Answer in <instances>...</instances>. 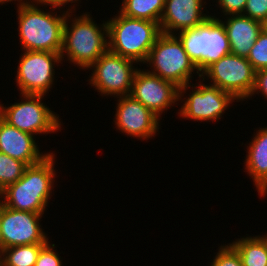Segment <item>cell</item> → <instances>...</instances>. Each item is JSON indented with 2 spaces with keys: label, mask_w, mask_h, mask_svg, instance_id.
I'll return each instance as SVG.
<instances>
[{
  "label": "cell",
  "mask_w": 267,
  "mask_h": 266,
  "mask_svg": "<svg viewBox=\"0 0 267 266\" xmlns=\"http://www.w3.org/2000/svg\"><path fill=\"white\" fill-rule=\"evenodd\" d=\"M46 3L43 0L18 6V34L21 50L49 51L61 53L63 47V27L67 12H74L76 7L68 5V9L61 15L53 12L56 8L51 6V11L39 8ZM39 6V7H38ZM70 7V8H69ZM74 9V11H73ZM53 10V11H52Z\"/></svg>",
  "instance_id": "obj_1"
},
{
  "label": "cell",
  "mask_w": 267,
  "mask_h": 266,
  "mask_svg": "<svg viewBox=\"0 0 267 266\" xmlns=\"http://www.w3.org/2000/svg\"><path fill=\"white\" fill-rule=\"evenodd\" d=\"M53 153L50 152L40 162L27 166L16 183L8 185L0 192V202L14 210L44 214L57 177L56 155Z\"/></svg>",
  "instance_id": "obj_2"
},
{
  "label": "cell",
  "mask_w": 267,
  "mask_h": 266,
  "mask_svg": "<svg viewBox=\"0 0 267 266\" xmlns=\"http://www.w3.org/2000/svg\"><path fill=\"white\" fill-rule=\"evenodd\" d=\"M89 13L74 15L73 18L72 12H67L63 27V47L60 53L62 61L67 57L69 63L84 71L108 50L107 21L103 20L102 24H97Z\"/></svg>",
  "instance_id": "obj_3"
},
{
  "label": "cell",
  "mask_w": 267,
  "mask_h": 266,
  "mask_svg": "<svg viewBox=\"0 0 267 266\" xmlns=\"http://www.w3.org/2000/svg\"><path fill=\"white\" fill-rule=\"evenodd\" d=\"M108 50L139 63H145L150 49L162 33L160 24L131 18L119 11L107 20Z\"/></svg>",
  "instance_id": "obj_4"
},
{
  "label": "cell",
  "mask_w": 267,
  "mask_h": 266,
  "mask_svg": "<svg viewBox=\"0 0 267 266\" xmlns=\"http://www.w3.org/2000/svg\"><path fill=\"white\" fill-rule=\"evenodd\" d=\"M175 35L200 74L212 63L231 54L229 39L219 17L211 15L196 27Z\"/></svg>",
  "instance_id": "obj_5"
},
{
  "label": "cell",
  "mask_w": 267,
  "mask_h": 266,
  "mask_svg": "<svg viewBox=\"0 0 267 266\" xmlns=\"http://www.w3.org/2000/svg\"><path fill=\"white\" fill-rule=\"evenodd\" d=\"M144 64L150 66L151 71L146 69L149 73L171 81L179 88L191 83L195 71L198 78H201L197 67L175 34L161 33Z\"/></svg>",
  "instance_id": "obj_6"
},
{
  "label": "cell",
  "mask_w": 267,
  "mask_h": 266,
  "mask_svg": "<svg viewBox=\"0 0 267 266\" xmlns=\"http://www.w3.org/2000/svg\"><path fill=\"white\" fill-rule=\"evenodd\" d=\"M21 102L8 107L0 102V117L9 125L33 136L56 133L61 129L59 114L42 102L45 95L20 94Z\"/></svg>",
  "instance_id": "obj_7"
},
{
  "label": "cell",
  "mask_w": 267,
  "mask_h": 266,
  "mask_svg": "<svg viewBox=\"0 0 267 266\" xmlns=\"http://www.w3.org/2000/svg\"><path fill=\"white\" fill-rule=\"evenodd\" d=\"M198 84H187L179 88V99L181 108L178 110L179 118L193 121L216 122L220 120L225 110L228 109L233 102H239L232 94L219 89L211 84H203L200 78ZM202 80V82H201ZM200 83V84H199ZM192 84V85H191ZM191 89L192 93L184 97L187 89Z\"/></svg>",
  "instance_id": "obj_8"
},
{
  "label": "cell",
  "mask_w": 267,
  "mask_h": 266,
  "mask_svg": "<svg viewBox=\"0 0 267 266\" xmlns=\"http://www.w3.org/2000/svg\"><path fill=\"white\" fill-rule=\"evenodd\" d=\"M207 77V79H206ZM201 79L232 94L239 102L247 100L255 85V70L245 57L228 54L208 66Z\"/></svg>",
  "instance_id": "obj_9"
},
{
  "label": "cell",
  "mask_w": 267,
  "mask_h": 266,
  "mask_svg": "<svg viewBox=\"0 0 267 266\" xmlns=\"http://www.w3.org/2000/svg\"><path fill=\"white\" fill-rule=\"evenodd\" d=\"M135 61L107 50L88 70H92L89 85L103 97L130 95L133 79L139 69ZM136 67V68H135Z\"/></svg>",
  "instance_id": "obj_10"
},
{
  "label": "cell",
  "mask_w": 267,
  "mask_h": 266,
  "mask_svg": "<svg viewBox=\"0 0 267 266\" xmlns=\"http://www.w3.org/2000/svg\"><path fill=\"white\" fill-rule=\"evenodd\" d=\"M19 58L15 81L19 94L46 95L54 85L55 65L62 63L60 53L24 50Z\"/></svg>",
  "instance_id": "obj_11"
},
{
  "label": "cell",
  "mask_w": 267,
  "mask_h": 266,
  "mask_svg": "<svg viewBox=\"0 0 267 266\" xmlns=\"http://www.w3.org/2000/svg\"><path fill=\"white\" fill-rule=\"evenodd\" d=\"M43 214L18 211L0 202V250L31 244H46L48 234L41 224Z\"/></svg>",
  "instance_id": "obj_12"
},
{
  "label": "cell",
  "mask_w": 267,
  "mask_h": 266,
  "mask_svg": "<svg viewBox=\"0 0 267 266\" xmlns=\"http://www.w3.org/2000/svg\"><path fill=\"white\" fill-rule=\"evenodd\" d=\"M130 95L161 119L163 112L178 104L179 87L139 68L135 73Z\"/></svg>",
  "instance_id": "obj_13"
},
{
  "label": "cell",
  "mask_w": 267,
  "mask_h": 266,
  "mask_svg": "<svg viewBox=\"0 0 267 266\" xmlns=\"http://www.w3.org/2000/svg\"><path fill=\"white\" fill-rule=\"evenodd\" d=\"M116 129L133 138L149 140L159 133L160 118L131 95L117 97Z\"/></svg>",
  "instance_id": "obj_14"
},
{
  "label": "cell",
  "mask_w": 267,
  "mask_h": 266,
  "mask_svg": "<svg viewBox=\"0 0 267 266\" xmlns=\"http://www.w3.org/2000/svg\"><path fill=\"white\" fill-rule=\"evenodd\" d=\"M206 2L204 0H165L164 12L159 22L161 32L176 34L178 31L194 28L203 23L211 16L203 13L205 5L208 4Z\"/></svg>",
  "instance_id": "obj_15"
},
{
  "label": "cell",
  "mask_w": 267,
  "mask_h": 266,
  "mask_svg": "<svg viewBox=\"0 0 267 266\" xmlns=\"http://www.w3.org/2000/svg\"><path fill=\"white\" fill-rule=\"evenodd\" d=\"M36 137L9 125L0 117V152L24 162L27 166L43 160L49 153H42Z\"/></svg>",
  "instance_id": "obj_16"
},
{
  "label": "cell",
  "mask_w": 267,
  "mask_h": 266,
  "mask_svg": "<svg viewBox=\"0 0 267 266\" xmlns=\"http://www.w3.org/2000/svg\"><path fill=\"white\" fill-rule=\"evenodd\" d=\"M223 18L220 20L229 39L231 54L247 58L265 25L243 14L228 15L225 21Z\"/></svg>",
  "instance_id": "obj_17"
},
{
  "label": "cell",
  "mask_w": 267,
  "mask_h": 266,
  "mask_svg": "<svg viewBox=\"0 0 267 266\" xmlns=\"http://www.w3.org/2000/svg\"><path fill=\"white\" fill-rule=\"evenodd\" d=\"M244 172L252 178L260 197H267V126L257 129L247 146Z\"/></svg>",
  "instance_id": "obj_18"
},
{
  "label": "cell",
  "mask_w": 267,
  "mask_h": 266,
  "mask_svg": "<svg viewBox=\"0 0 267 266\" xmlns=\"http://www.w3.org/2000/svg\"><path fill=\"white\" fill-rule=\"evenodd\" d=\"M265 234L247 235L229 243L238 252L243 266H267V233Z\"/></svg>",
  "instance_id": "obj_19"
},
{
  "label": "cell",
  "mask_w": 267,
  "mask_h": 266,
  "mask_svg": "<svg viewBox=\"0 0 267 266\" xmlns=\"http://www.w3.org/2000/svg\"><path fill=\"white\" fill-rule=\"evenodd\" d=\"M164 7L165 0H122L119 12L127 17L159 23Z\"/></svg>",
  "instance_id": "obj_20"
},
{
  "label": "cell",
  "mask_w": 267,
  "mask_h": 266,
  "mask_svg": "<svg viewBox=\"0 0 267 266\" xmlns=\"http://www.w3.org/2000/svg\"><path fill=\"white\" fill-rule=\"evenodd\" d=\"M44 245L31 244L2 249V266H35L38 254Z\"/></svg>",
  "instance_id": "obj_21"
},
{
  "label": "cell",
  "mask_w": 267,
  "mask_h": 266,
  "mask_svg": "<svg viewBox=\"0 0 267 266\" xmlns=\"http://www.w3.org/2000/svg\"><path fill=\"white\" fill-rule=\"evenodd\" d=\"M26 167L24 162L0 152V192L16 183L23 176Z\"/></svg>",
  "instance_id": "obj_22"
},
{
  "label": "cell",
  "mask_w": 267,
  "mask_h": 266,
  "mask_svg": "<svg viewBox=\"0 0 267 266\" xmlns=\"http://www.w3.org/2000/svg\"><path fill=\"white\" fill-rule=\"evenodd\" d=\"M255 71L267 69V29L264 27L247 57Z\"/></svg>",
  "instance_id": "obj_23"
},
{
  "label": "cell",
  "mask_w": 267,
  "mask_h": 266,
  "mask_svg": "<svg viewBox=\"0 0 267 266\" xmlns=\"http://www.w3.org/2000/svg\"><path fill=\"white\" fill-rule=\"evenodd\" d=\"M210 266H243L238 252L229 244L218 247Z\"/></svg>",
  "instance_id": "obj_24"
},
{
  "label": "cell",
  "mask_w": 267,
  "mask_h": 266,
  "mask_svg": "<svg viewBox=\"0 0 267 266\" xmlns=\"http://www.w3.org/2000/svg\"><path fill=\"white\" fill-rule=\"evenodd\" d=\"M55 244L48 241L40 250L35 266H63L61 256L56 252Z\"/></svg>",
  "instance_id": "obj_25"
},
{
  "label": "cell",
  "mask_w": 267,
  "mask_h": 266,
  "mask_svg": "<svg viewBox=\"0 0 267 266\" xmlns=\"http://www.w3.org/2000/svg\"><path fill=\"white\" fill-rule=\"evenodd\" d=\"M243 15L265 25L267 23V0H247Z\"/></svg>",
  "instance_id": "obj_26"
},
{
  "label": "cell",
  "mask_w": 267,
  "mask_h": 266,
  "mask_svg": "<svg viewBox=\"0 0 267 266\" xmlns=\"http://www.w3.org/2000/svg\"><path fill=\"white\" fill-rule=\"evenodd\" d=\"M246 1L247 0H216L224 16L243 14Z\"/></svg>",
  "instance_id": "obj_27"
},
{
  "label": "cell",
  "mask_w": 267,
  "mask_h": 266,
  "mask_svg": "<svg viewBox=\"0 0 267 266\" xmlns=\"http://www.w3.org/2000/svg\"><path fill=\"white\" fill-rule=\"evenodd\" d=\"M258 93L267 99V69L255 71V85L248 100Z\"/></svg>",
  "instance_id": "obj_28"
},
{
  "label": "cell",
  "mask_w": 267,
  "mask_h": 266,
  "mask_svg": "<svg viewBox=\"0 0 267 266\" xmlns=\"http://www.w3.org/2000/svg\"><path fill=\"white\" fill-rule=\"evenodd\" d=\"M45 3H46V5L48 6V5H52L53 7H55L56 8V10H60V8L61 9H64V11H65V8H63V7H65L66 6V4L68 5L69 3H75L76 4V2L77 1H80V0H43Z\"/></svg>",
  "instance_id": "obj_29"
},
{
  "label": "cell",
  "mask_w": 267,
  "mask_h": 266,
  "mask_svg": "<svg viewBox=\"0 0 267 266\" xmlns=\"http://www.w3.org/2000/svg\"><path fill=\"white\" fill-rule=\"evenodd\" d=\"M13 1L15 2L17 1L19 3V4L17 3V7H18V6H23V5L35 2L36 0H0V5L8 3V2H13Z\"/></svg>",
  "instance_id": "obj_30"
},
{
  "label": "cell",
  "mask_w": 267,
  "mask_h": 266,
  "mask_svg": "<svg viewBox=\"0 0 267 266\" xmlns=\"http://www.w3.org/2000/svg\"><path fill=\"white\" fill-rule=\"evenodd\" d=\"M0 266H2V262H1V250H0Z\"/></svg>",
  "instance_id": "obj_31"
}]
</instances>
